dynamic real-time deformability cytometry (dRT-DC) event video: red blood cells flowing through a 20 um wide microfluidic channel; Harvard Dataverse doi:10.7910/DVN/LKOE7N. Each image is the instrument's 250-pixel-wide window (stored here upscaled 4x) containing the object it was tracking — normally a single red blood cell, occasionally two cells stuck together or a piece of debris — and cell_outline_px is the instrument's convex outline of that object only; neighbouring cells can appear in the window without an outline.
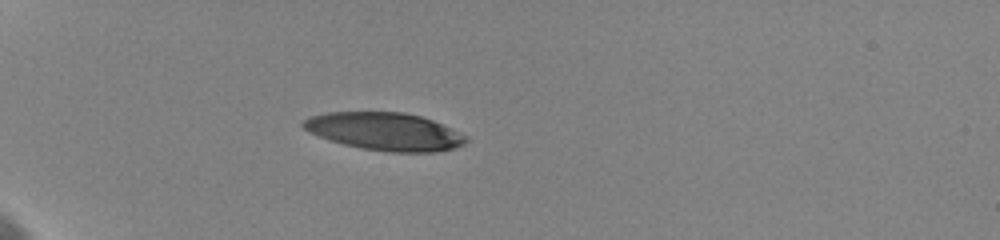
{"species": "human", "species_latin": "Homo sapiens", "temperature_condition": "cold", "stored_images_in_passage": 22, "camera_frame_rate_fps": 3000, "um_per_image_px": 0.085, "donor": {"sex": "female"}, "frame": {"image": 1, "passage_image": 4, "time_ms": 2.667, "image_size_px": [1000, 240], "cell_outline_px": [[468, 140], [464, 144], [452, 148], [432, 152], [392, 152], [364, 148], [344, 144], [308, 132], [300, 124], [308, 116], [328, 112], [404, 112], [420, 116], [432, 120], [468, 136]], "centroid_in_image_um": [32.7, 11.16], "position_along_channel_um": 52.3, "area_um2": 35.49}}
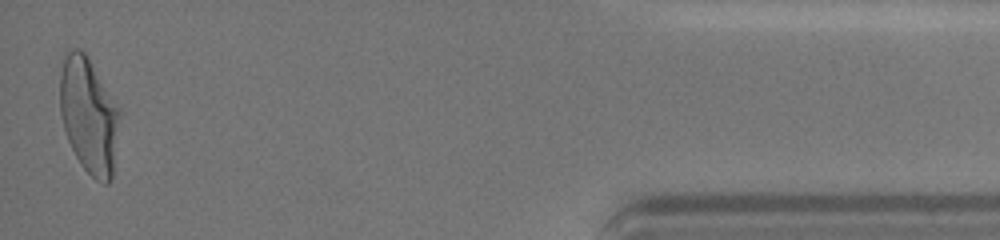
{"frame": {"image": 2, "passage_image": 22, "time_ms": 15.667, "image_size_px": [1000, 240], "cell_outline_px": [[120, 116], [112, 176], [108, 184], [104, 184], [96, 180], [80, 164], [68, 140], [64, 128], [60, 112], [60, 76], [64, 60], [68, 52], [72, 48], [76, 48], [84, 52], [120, 108]], "centroid_in_image_um": [7.56, 9.84], "position_along_channel_um": 427.6, "area_um2": 39.77}, "authors_computed_cell_mechanics": {"area_um2": 38.2925, "velocity_mm_per_s": 3.5935, "shape_relaxation_time_tau1_ms": 4.6764, "shape_relaxation_time_tau2_ms": 2.7576, "deformation_change_tau1": 0.2144, "deformation_change_tau2": 0.0735}}